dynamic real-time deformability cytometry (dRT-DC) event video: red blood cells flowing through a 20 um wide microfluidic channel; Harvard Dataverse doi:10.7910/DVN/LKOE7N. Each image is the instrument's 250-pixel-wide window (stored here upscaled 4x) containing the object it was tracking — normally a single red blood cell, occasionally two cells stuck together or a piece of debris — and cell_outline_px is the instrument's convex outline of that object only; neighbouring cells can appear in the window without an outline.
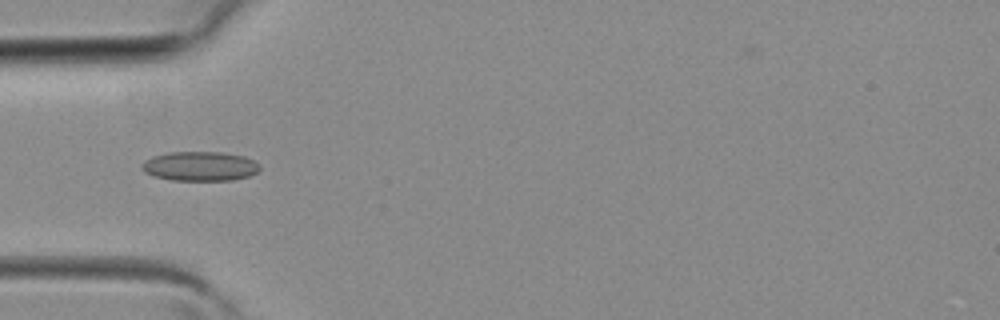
{"species": "common noctule bat (a hibernating species)", "species_latin": "Nyctalus noctula", "temperature_condition": "room temperature", "stored_images_in_passage": 37, "camera_frame_rate_fps": 3000, "um_per_image_px": 0.085, "animal": {"sex": "female", "body_mass_g": 19.3, "forearm_length_mm": 54.1}, "frame": {"image": 1, "passage_image": 10, "time_ms": 3.0, "image_size_px": [1000, 320], "cell_outline_px": [[260, 168], [256, 172], [248, 176], [232, 180], [172, 180], [152, 176], [144, 172], [140, 168], [140, 164], [144, 160], [152, 156], [168, 152], [220, 152], [244, 156], [260, 164]], "centroid_in_image_um": [16.94, 14.12], "position_along_channel_um": 68.1, "area_um2": 20.35}}
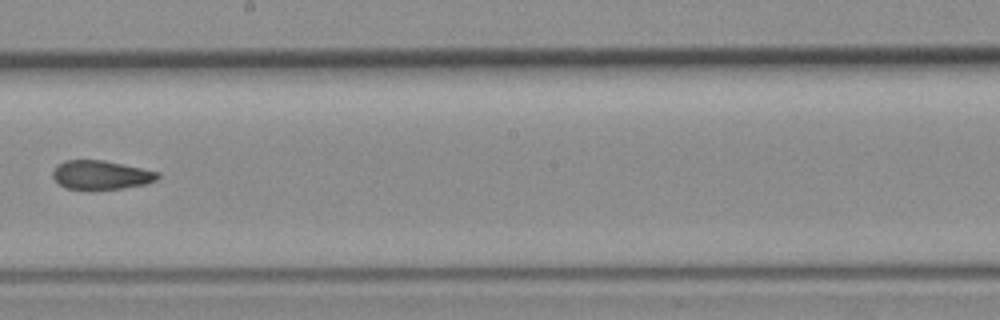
{"frame": {"image": 2, "passage_image": 20, "time_ms": 6.333, "image_size_px": [1000, 320], "cell_outline_px": [[160, 176], [156, 180], [144, 184], [120, 188], [92, 192], [64, 188], [52, 176], [52, 172], [56, 164], [64, 160], [104, 160], [160, 172]], "centroid_in_image_um": [8.53, 14.9], "position_along_channel_um": 239.7, "area_um2": 18.21}}
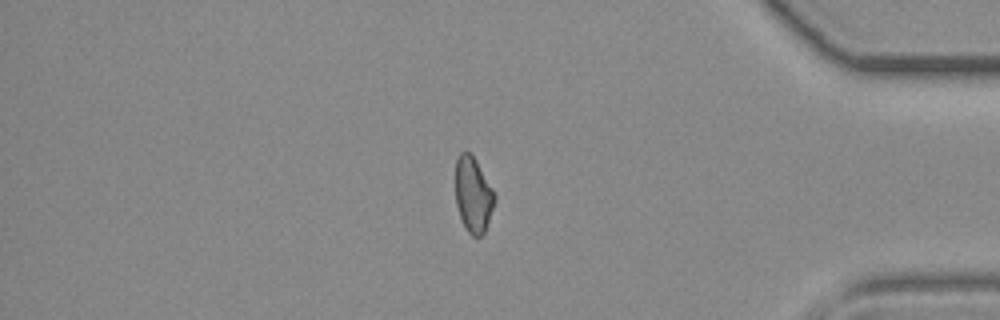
{"frame": {"image": 3, "passage_image": 31, "time_ms": 10.0, "image_size_px": [1000, 320], "cell_outline_px": [[496, 200], [484, 232], [480, 236], [472, 236], [468, 232], [460, 216], [456, 204], [456, 160], [460, 152], [468, 152], [476, 160], [492, 188], [496, 196]], "centroid_in_image_um": [40.22, 16.55], "position_along_channel_um": 395.0, "area_um2": 16.94}}